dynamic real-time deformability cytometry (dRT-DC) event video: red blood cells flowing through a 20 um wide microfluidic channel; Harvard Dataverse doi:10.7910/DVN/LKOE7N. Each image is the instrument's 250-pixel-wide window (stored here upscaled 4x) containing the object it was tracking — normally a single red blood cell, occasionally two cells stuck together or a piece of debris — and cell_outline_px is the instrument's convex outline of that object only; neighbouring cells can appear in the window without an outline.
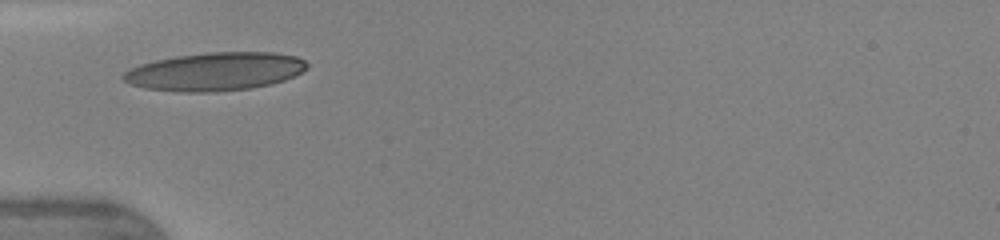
{"species": "human", "species_latin": "Homo sapiens", "temperature_condition": "warm", "stored_images_in_passage": 25, "camera_frame_rate_fps": 3000, "um_per_image_px": 0.085, "donor": {"sex": "female"}, "frame": {"image": 1, "passage_image": 1, "time_ms": 0.0, "image_size_px": [1000, 240], "cell_outline_px": [[308, 68], [284, 80], [272, 84], [252, 88], [212, 92], [180, 92], [144, 88], [132, 84], [124, 80], [120, 76], [128, 68], [140, 64], [156, 60], [176, 56], [208, 52], [272, 52], [296, 56], [304, 60], [308, 64]], "centroid_in_image_um": [18.26, 6.08], "position_along_channel_um": 66.7, "area_um2": 41.04}}
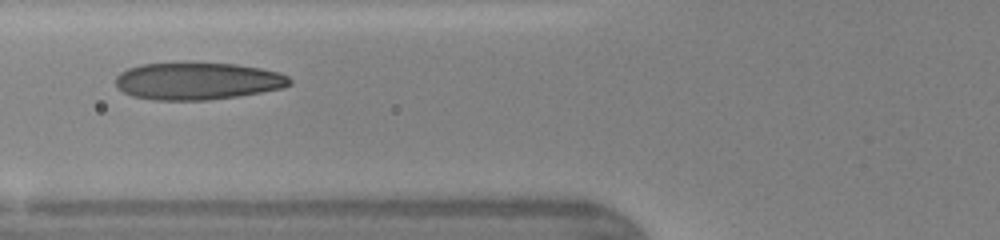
{"frame": {"image": 2, "passage_image": 4, "time_ms": 1.0, "image_size_px": [1000, 240], "cell_outline_px": [[292, 84], [280, 88], [260, 92], [236, 96], [208, 100], [156, 100], [132, 96], [116, 88], [116, 76], [120, 72], [128, 68], [140, 64], [236, 64], [260, 68], [280, 72], [288, 76], [292, 80]], "centroid_in_image_um": [16.78, 6.9], "position_along_channel_um": 109.0, "area_um2": 37.4}}
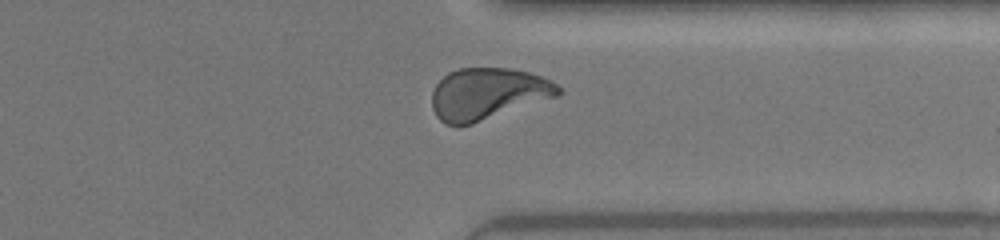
{"frame": {"image": 3, "passage_image": 22, "time_ms": 7.0, "image_size_px": [1000, 240], "cell_outline_px": [[560, 92], [556, 96], [472, 124], [444, 124], [436, 116], [432, 108], [432, 92], [436, 84], [448, 72], [460, 68], [512, 68], [528, 72], [540, 76], [556, 84], [560, 88]], "centroid_in_image_um": [41.41, 7.96], "position_along_channel_um": 370.0, "area_um2": 37.57}, "authors_computed_cell_mechanics": {"area_um2": 37.1654, "velocity_mm_per_s": 4.3443, "shape_relaxation_time_tau1_ms": 4.4259, "shape_relaxation_time_tau2_ms": 0.7594, "deformation_change_tau1": 0.2015, "deformation_change_tau2": 0.0768}}